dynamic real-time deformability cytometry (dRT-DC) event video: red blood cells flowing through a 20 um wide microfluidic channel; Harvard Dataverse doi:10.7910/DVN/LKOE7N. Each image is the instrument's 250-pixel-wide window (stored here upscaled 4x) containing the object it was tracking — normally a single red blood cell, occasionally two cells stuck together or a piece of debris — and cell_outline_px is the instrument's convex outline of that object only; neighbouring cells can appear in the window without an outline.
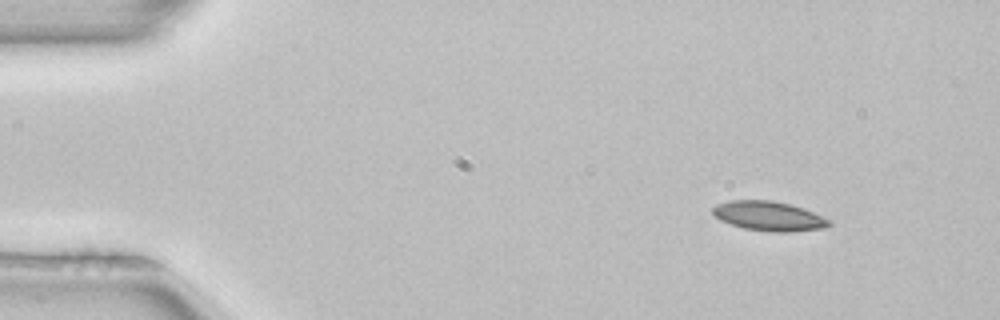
{"species": "common noctule bat (a hibernating species)", "species_latin": "Nyctalus noctula", "temperature_condition": "room temperature", "stored_images_in_passage": 3, "camera_frame_rate_fps": 3000, "um_per_image_px": 0.085, "animal": {"sex": "female", "body_mass_g": 22.7, "forearm_length_mm": 54.2}, "frame": {"image": 1, "passage_image": 1, "time_ms": 0.0, "image_size_px": [1000, 320], "cell_outline_px": [[832, 224], [828, 228], [788, 232], [768, 232], [744, 228], [720, 220], [712, 212], [712, 208], [716, 204], [728, 200], [772, 200], [792, 204], [804, 208], [832, 220]], "centroid_in_image_um": [65.4, 18.36], "position_along_channel_um": 19.6, "area_um2": 20.35}}